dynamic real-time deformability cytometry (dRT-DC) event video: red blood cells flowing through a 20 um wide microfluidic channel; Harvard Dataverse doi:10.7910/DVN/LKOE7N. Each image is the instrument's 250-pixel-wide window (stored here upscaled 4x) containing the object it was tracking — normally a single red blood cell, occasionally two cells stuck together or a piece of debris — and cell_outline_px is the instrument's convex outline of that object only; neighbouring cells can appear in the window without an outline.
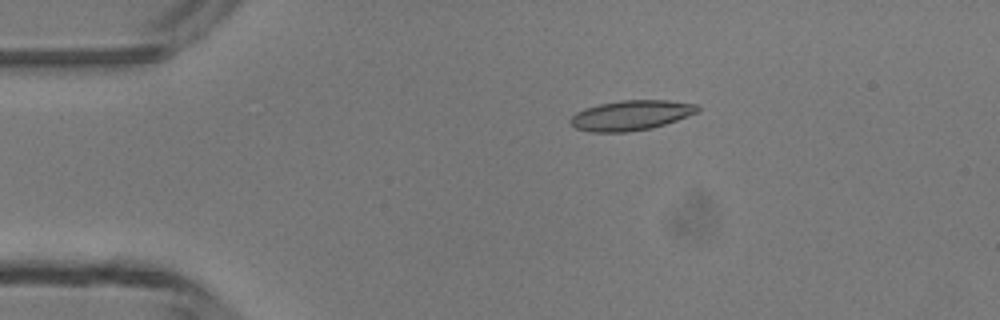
{"species": "common noctule bat (a hibernating species)", "species_latin": "Nyctalus noctula", "temperature_condition": "room temperature", "stored_images_in_passage": 4, "camera_frame_rate_fps": 3000, "um_per_image_px": 0.085, "animal": {"sex": "male", "body_mass_g": 13.3}, "frame": {"image": 1, "passage_image": 3, "time_ms": 2.333, "image_size_px": [1000, 320], "cell_outline_px": [[700, 108], [696, 112], [676, 120], [652, 128], [624, 132], [588, 132], [576, 128], [568, 120], [576, 112], [584, 108], [600, 104], [620, 100], [668, 100], [696, 104]], "centroid_in_image_um": [53.59, 9.8], "position_along_channel_um": 31.4, "area_um2": 22.08}}